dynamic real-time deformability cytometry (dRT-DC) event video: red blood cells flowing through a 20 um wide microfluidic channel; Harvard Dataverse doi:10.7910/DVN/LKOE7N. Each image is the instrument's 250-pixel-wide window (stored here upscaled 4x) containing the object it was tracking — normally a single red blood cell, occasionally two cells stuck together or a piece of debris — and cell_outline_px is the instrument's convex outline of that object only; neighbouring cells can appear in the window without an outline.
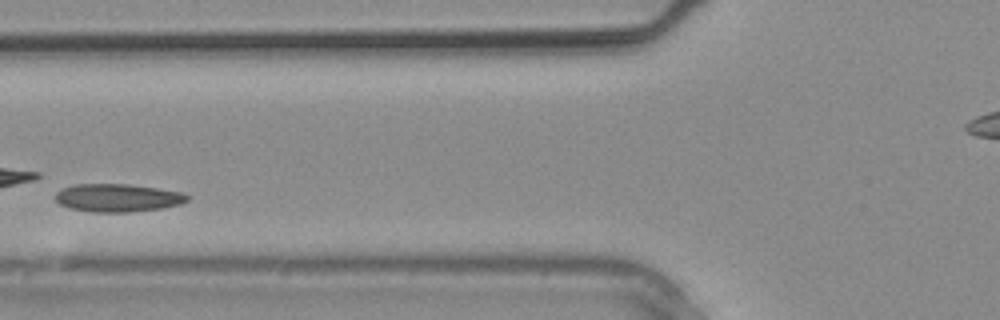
{"species": "common noctule bat (a hibernating species)", "species_latin": "Nyctalus noctula", "temperature_condition": "warm", "stored_images_in_passage": 4, "camera_frame_rate_fps": 3000, "um_per_image_px": 0.085, "animal": {"sex": "male", "body_mass_g": 20.4}, "frame": {"image": 1, "passage_image": 3, "time_ms": 0.667, "image_size_px": [1000, 320], "cell_outline_px": [[188, 200], [180, 204], [160, 208], [128, 212], [92, 212], [72, 208], [60, 204], [56, 200], [56, 192], [60, 188], [76, 184], [128, 184], [156, 188], [180, 192], [188, 196]], "centroid_in_image_um": [9.96, 16.81], "position_along_channel_um": 115.8, "area_um2": 21.27}}